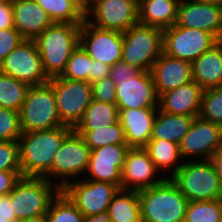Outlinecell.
Listing matches in <instances>:
<instances>
[{"instance_id": "cell-1", "label": "cell", "mask_w": 222, "mask_h": 222, "mask_svg": "<svg viewBox=\"0 0 222 222\" xmlns=\"http://www.w3.org/2000/svg\"><path fill=\"white\" fill-rule=\"evenodd\" d=\"M72 131V127L63 125L22 133L18 140L22 177L43 178L50 171L64 139Z\"/></svg>"}, {"instance_id": "cell-2", "label": "cell", "mask_w": 222, "mask_h": 222, "mask_svg": "<svg viewBox=\"0 0 222 222\" xmlns=\"http://www.w3.org/2000/svg\"><path fill=\"white\" fill-rule=\"evenodd\" d=\"M81 24L52 23L34 41L48 79L61 76L80 42Z\"/></svg>"}, {"instance_id": "cell-3", "label": "cell", "mask_w": 222, "mask_h": 222, "mask_svg": "<svg viewBox=\"0 0 222 222\" xmlns=\"http://www.w3.org/2000/svg\"><path fill=\"white\" fill-rule=\"evenodd\" d=\"M138 195L142 222H182L185 219L189 201L171 178L138 191Z\"/></svg>"}, {"instance_id": "cell-4", "label": "cell", "mask_w": 222, "mask_h": 222, "mask_svg": "<svg viewBox=\"0 0 222 222\" xmlns=\"http://www.w3.org/2000/svg\"><path fill=\"white\" fill-rule=\"evenodd\" d=\"M171 180L188 201L222 199L220 177L210 160H185Z\"/></svg>"}, {"instance_id": "cell-5", "label": "cell", "mask_w": 222, "mask_h": 222, "mask_svg": "<svg viewBox=\"0 0 222 222\" xmlns=\"http://www.w3.org/2000/svg\"><path fill=\"white\" fill-rule=\"evenodd\" d=\"M163 30L137 23L123 32L121 61L141 71H150L163 52Z\"/></svg>"}, {"instance_id": "cell-6", "label": "cell", "mask_w": 222, "mask_h": 222, "mask_svg": "<svg viewBox=\"0 0 222 222\" xmlns=\"http://www.w3.org/2000/svg\"><path fill=\"white\" fill-rule=\"evenodd\" d=\"M19 112L22 133L64 125L59 119L56 97L49 83L30 86Z\"/></svg>"}, {"instance_id": "cell-7", "label": "cell", "mask_w": 222, "mask_h": 222, "mask_svg": "<svg viewBox=\"0 0 222 222\" xmlns=\"http://www.w3.org/2000/svg\"><path fill=\"white\" fill-rule=\"evenodd\" d=\"M60 188L45 178L21 177L10 192L17 220L47 214Z\"/></svg>"}, {"instance_id": "cell-8", "label": "cell", "mask_w": 222, "mask_h": 222, "mask_svg": "<svg viewBox=\"0 0 222 222\" xmlns=\"http://www.w3.org/2000/svg\"><path fill=\"white\" fill-rule=\"evenodd\" d=\"M90 153L91 149L86 145L83 137L73 130L64 139L60 150L54 157L50 171L43 178L55 183L60 190L71 182L73 177L80 176L78 179H82L89 165ZM55 177H57L56 180L59 178L58 183Z\"/></svg>"}, {"instance_id": "cell-9", "label": "cell", "mask_w": 222, "mask_h": 222, "mask_svg": "<svg viewBox=\"0 0 222 222\" xmlns=\"http://www.w3.org/2000/svg\"><path fill=\"white\" fill-rule=\"evenodd\" d=\"M54 90L60 121L74 128L92 101L90 82L61 78H50L48 82Z\"/></svg>"}, {"instance_id": "cell-10", "label": "cell", "mask_w": 222, "mask_h": 222, "mask_svg": "<svg viewBox=\"0 0 222 222\" xmlns=\"http://www.w3.org/2000/svg\"><path fill=\"white\" fill-rule=\"evenodd\" d=\"M85 20L103 30L126 32L139 23L138 0H93L85 8Z\"/></svg>"}, {"instance_id": "cell-11", "label": "cell", "mask_w": 222, "mask_h": 222, "mask_svg": "<svg viewBox=\"0 0 222 222\" xmlns=\"http://www.w3.org/2000/svg\"><path fill=\"white\" fill-rule=\"evenodd\" d=\"M219 41L204 30L174 24L163 30L162 47L166 55L192 63Z\"/></svg>"}, {"instance_id": "cell-12", "label": "cell", "mask_w": 222, "mask_h": 222, "mask_svg": "<svg viewBox=\"0 0 222 222\" xmlns=\"http://www.w3.org/2000/svg\"><path fill=\"white\" fill-rule=\"evenodd\" d=\"M119 189L110 182L73 178L61 191L84 216H92L107 211Z\"/></svg>"}, {"instance_id": "cell-13", "label": "cell", "mask_w": 222, "mask_h": 222, "mask_svg": "<svg viewBox=\"0 0 222 222\" xmlns=\"http://www.w3.org/2000/svg\"><path fill=\"white\" fill-rule=\"evenodd\" d=\"M0 72L29 86H39L49 82L34 40L24 39L11 51L0 63Z\"/></svg>"}, {"instance_id": "cell-14", "label": "cell", "mask_w": 222, "mask_h": 222, "mask_svg": "<svg viewBox=\"0 0 222 222\" xmlns=\"http://www.w3.org/2000/svg\"><path fill=\"white\" fill-rule=\"evenodd\" d=\"M79 44L92 60L109 66L121 61L123 33L97 28L86 20L81 23Z\"/></svg>"}, {"instance_id": "cell-15", "label": "cell", "mask_w": 222, "mask_h": 222, "mask_svg": "<svg viewBox=\"0 0 222 222\" xmlns=\"http://www.w3.org/2000/svg\"><path fill=\"white\" fill-rule=\"evenodd\" d=\"M222 147V126L201 119L199 116L194 121L188 133L181 139L179 150L182 159H195L202 157L209 160L211 156Z\"/></svg>"}, {"instance_id": "cell-16", "label": "cell", "mask_w": 222, "mask_h": 222, "mask_svg": "<svg viewBox=\"0 0 222 222\" xmlns=\"http://www.w3.org/2000/svg\"><path fill=\"white\" fill-rule=\"evenodd\" d=\"M160 172L145 148H129L121 171V189L140 191L160 184L166 175ZM158 177V178H157Z\"/></svg>"}, {"instance_id": "cell-17", "label": "cell", "mask_w": 222, "mask_h": 222, "mask_svg": "<svg viewBox=\"0 0 222 222\" xmlns=\"http://www.w3.org/2000/svg\"><path fill=\"white\" fill-rule=\"evenodd\" d=\"M116 105L118 110L158 109L159 96L150 71H141L130 80L118 82Z\"/></svg>"}, {"instance_id": "cell-18", "label": "cell", "mask_w": 222, "mask_h": 222, "mask_svg": "<svg viewBox=\"0 0 222 222\" xmlns=\"http://www.w3.org/2000/svg\"><path fill=\"white\" fill-rule=\"evenodd\" d=\"M129 148L127 144H113L91 150L84 179L110 182L121 189V171Z\"/></svg>"}, {"instance_id": "cell-19", "label": "cell", "mask_w": 222, "mask_h": 222, "mask_svg": "<svg viewBox=\"0 0 222 222\" xmlns=\"http://www.w3.org/2000/svg\"><path fill=\"white\" fill-rule=\"evenodd\" d=\"M176 25L204 30L222 40V6L196 0H180Z\"/></svg>"}, {"instance_id": "cell-20", "label": "cell", "mask_w": 222, "mask_h": 222, "mask_svg": "<svg viewBox=\"0 0 222 222\" xmlns=\"http://www.w3.org/2000/svg\"><path fill=\"white\" fill-rule=\"evenodd\" d=\"M150 73L158 96L193 81L192 63L170 57L163 52L153 64Z\"/></svg>"}, {"instance_id": "cell-21", "label": "cell", "mask_w": 222, "mask_h": 222, "mask_svg": "<svg viewBox=\"0 0 222 222\" xmlns=\"http://www.w3.org/2000/svg\"><path fill=\"white\" fill-rule=\"evenodd\" d=\"M14 28L24 39L34 40L53 22L36 0H12Z\"/></svg>"}, {"instance_id": "cell-22", "label": "cell", "mask_w": 222, "mask_h": 222, "mask_svg": "<svg viewBox=\"0 0 222 222\" xmlns=\"http://www.w3.org/2000/svg\"><path fill=\"white\" fill-rule=\"evenodd\" d=\"M204 89L191 81L159 96L158 108L171 114L198 117Z\"/></svg>"}, {"instance_id": "cell-23", "label": "cell", "mask_w": 222, "mask_h": 222, "mask_svg": "<svg viewBox=\"0 0 222 222\" xmlns=\"http://www.w3.org/2000/svg\"><path fill=\"white\" fill-rule=\"evenodd\" d=\"M158 109L119 110L118 121L123 127L126 144L130 148H144L152 135Z\"/></svg>"}, {"instance_id": "cell-24", "label": "cell", "mask_w": 222, "mask_h": 222, "mask_svg": "<svg viewBox=\"0 0 222 222\" xmlns=\"http://www.w3.org/2000/svg\"><path fill=\"white\" fill-rule=\"evenodd\" d=\"M192 79L204 90L222 85V40L192 62Z\"/></svg>"}, {"instance_id": "cell-25", "label": "cell", "mask_w": 222, "mask_h": 222, "mask_svg": "<svg viewBox=\"0 0 222 222\" xmlns=\"http://www.w3.org/2000/svg\"><path fill=\"white\" fill-rule=\"evenodd\" d=\"M180 0H138L139 23L162 30L177 21Z\"/></svg>"}, {"instance_id": "cell-26", "label": "cell", "mask_w": 222, "mask_h": 222, "mask_svg": "<svg viewBox=\"0 0 222 222\" xmlns=\"http://www.w3.org/2000/svg\"><path fill=\"white\" fill-rule=\"evenodd\" d=\"M194 116L171 114L158 108L150 140H167L179 144L188 133Z\"/></svg>"}, {"instance_id": "cell-27", "label": "cell", "mask_w": 222, "mask_h": 222, "mask_svg": "<svg viewBox=\"0 0 222 222\" xmlns=\"http://www.w3.org/2000/svg\"><path fill=\"white\" fill-rule=\"evenodd\" d=\"M107 211L110 222H142L138 191L119 189Z\"/></svg>"}, {"instance_id": "cell-28", "label": "cell", "mask_w": 222, "mask_h": 222, "mask_svg": "<svg viewBox=\"0 0 222 222\" xmlns=\"http://www.w3.org/2000/svg\"><path fill=\"white\" fill-rule=\"evenodd\" d=\"M144 148L147 150L150 159L154 162L155 168L159 172L161 170L169 172L170 170V176L167 178H171L183 165L179 144L177 143L167 140H149Z\"/></svg>"}, {"instance_id": "cell-29", "label": "cell", "mask_w": 222, "mask_h": 222, "mask_svg": "<svg viewBox=\"0 0 222 222\" xmlns=\"http://www.w3.org/2000/svg\"><path fill=\"white\" fill-rule=\"evenodd\" d=\"M119 110L116 104L99 102L92 99L90 105L78 124L73 128L74 131H94L96 128L113 125L118 121Z\"/></svg>"}, {"instance_id": "cell-30", "label": "cell", "mask_w": 222, "mask_h": 222, "mask_svg": "<svg viewBox=\"0 0 222 222\" xmlns=\"http://www.w3.org/2000/svg\"><path fill=\"white\" fill-rule=\"evenodd\" d=\"M52 20L57 23L81 24L85 20L82 0H36Z\"/></svg>"}, {"instance_id": "cell-31", "label": "cell", "mask_w": 222, "mask_h": 222, "mask_svg": "<svg viewBox=\"0 0 222 222\" xmlns=\"http://www.w3.org/2000/svg\"><path fill=\"white\" fill-rule=\"evenodd\" d=\"M29 85L0 72V107L20 111Z\"/></svg>"}, {"instance_id": "cell-32", "label": "cell", "mask_w": 222, "mask_h": 222, "mask_svg": "<svg viewBox=\"0 0 222 222\" xmlns=\"http://www.w3.org/2000/svg\"><path fill=\"white\" fill-rule=\"evenodd\" d=\"M75 132L83 137L91 150L107 145L126 144L124 130L119 121L110 126L96 128L94 131Z\"/></svg>"}, {"instance_id": "cell-33", "label": "cell", "mask_w": 222, "mask_h": 222, "mask_svg": "<svg viewBox=\"0 0 222 222\" xmlns=\"http://www.w3.org/2000/svg\"><path fill=\"white\" fill-rule=\"evenodd\" d=\"M185 220L187 222H222V199L189 201Z\"/></svg>"}, {"instance_id": "cell-34", "label": "cell", "mask_w": 222, "mask_h": 222, "mask_svg": "<svg viewBox=\"0 0 222 222\" xmlns=\"http://www.w3.org/2000/svg\"><path fill=\"white\" fill-rule=\"evenodd\" d=\"M47 218L49 222H83L84 215L60 190L49 205Z\"/></svg>"}, {"instance_id": "cell-35", "label": "cell", "mask_w": 222, "mask_h": 222, "mask_svg": "<svg viewBox=\"0 0 222 222\" xmlns=\"http://www.w3.org/2000/svg\"><path fill=\"white\" fill-rule=\"evenodd\" d=\"M92 59L79 44L72 52L61 78L89 82Z\"/></svg>"}, {"instance_id": "cell-36", "label": "cell", "mask_w": 222, "mask_h": 222, "mask_svg": "<svg viewBox=\"0 0 222 222\" xmlns=\"http://www.w3.org/2000/svg\"><path fill=\"white\" fill-rule=\"evenodd\" d=\"M199 117L222 126V85L203 91Z\"/></svg>"}, {"instance_id": "cell-37", "label": "cell", "mask_w": 222, "mask_h": 222, "mask_svg": "<svg viewBox=\"0 0 222 222\" xmlns=\"http://www.w3.org/2000/svg\"><path fill=\"white\" fill-rule=\"evenodd\" d=\"M21 135L20 112L0 107V141H18Z\"/></svg>"}, {"instance_id": "cell-38", "label": "cell", "mask_w": 222, "mask_h": 222, "mask_svg": "<svg viewBox=\"0 0 222 222\" xmlns=\"http://www.w3.org/2000/svg\"><path fill=\"white\" fill-rule=\"evenodd\" d=\"M0 170L21 171L18 141H0Z\"/></svg>"}, {"instance_id": "cell-39", "label": "cell", "mask_w": 222, "mask_h": 222, "mask_svg": "<svg viewBox=\"0 0 222 222\" xmlns=\"http://www.w3.org/2000/svg\"><path fill=\"white\" fill-rule=\"evenodd\" d=\"M91 85L92 99L99 102L116 104V85L110 76L95 81Z\"/></svg>"}, {"instance_id": "cell-40", "label": "cell", "mask_w": 222, "mask_h": 222, "mask_svg": "<svg viewBox=\"0 0 222 222\" xmlns=\"http://www.w3.org/2000/svg\"><path fill=\"white\" fill-rule=\"evenodd\" d=\"M24 38L15 28L0 30V63L13 51Z\"/></svg>"}, {"instance_id": "cell-41", "label": "cell", "mask_w": 222, "mask_h": 222, "mask_svg": "<svg viewBox=\"0 0 222 222\" xmlns=\"http://www.w3.org/2000/svg\"><path fill=\"white\" fill-rule=\"evenodd\" d=\"M140 72L141 70L139 68L130 66L123 61H119L111 67L110 78L115 85H117L120 81L132 79V77L137 76Z\"/></svg>"}, {"instance_id": "cell-42", "label": "cell", "mask_w": 222, "mask_h": 222, "mask_svg": "<svg viewBox=\"0 0 222 222\" xmlns=\"http://www.w3.org/2000/svg\"><path fill=\"white\" fill-rule=\"evenodd\" d=\"M22 177L21 171L0 170V196L9 194L15 183Z\"/></svg>"}, {"instance_id": "cell-43", "label": "cell", "mask_w": 222, "mask_h": 222, "mask_svg": "<svg viewBox=\"0 0 222 222\" xmlns=\"http://www.w3.org/2000/svg\"><path fill=\"white\" fill-rule=\"evenodd\" d=\"M0 222H18L10 193L0 196Z\"/></svg>"}, {"instance_id": "cell-44", "label": "cell", "mask_w": 222, "mask_h": 222, "mask_svg": "<svg viewBox=\"0 0 222 222\" xmlns=\"http://www.w3.org/2000/svg\"><path fill=\"white\" fill-rule=\"evenodd\" d=\"M14 28L12 0L0 3V30Z\"/></svg>"}, {"instance_id": "cell-45", "label": "cell", "mask_w": 222, "mask_h": 222, "mask_svg": "<svg viewBox=\"0 0 222 222\" xmlns=\"http://www.w3.org/2000/svg\"><path fill=\"white\" fill-rule=\"evenodd\" d=\"M111 66L103 62L92 60L91 74L89 75V82L92 84L95 81L102 80L110 76Z\"/></svg>"}, {"instance_id": "cell-46", "label": "cell", "mask_w": 222, "mask_h": 222, "mask_svg": "<svg viewBox=\"0 0 222 222\" xmlns=\"http://www.w3.org/2000/svg\"><path fill=\"white\" fill-rule=\"evenodd\" d=\"M214 166L215 171L220 177L222 189V147L219 148L209 159Z\"/></svg>"}, {"instance_id": "cell-47", "label": "cell", "mask_w": 222, "mask_h": 222, "mask_svg": "<svg viewBox=\"0 0 222 222\" xmlns=\"http://www.w3.org/2000/svg\"><path fill=\"white\" fill-rule=\"evenodd\" d=\"M83 222H110L109 213L104 211L96 215L84 216Z\"/></svg>"}, {"instance_id": "cell-48", "label": "cell", "mask_w": 222, "mask_h": 222, "mask_svg": "<svg viewBox=\"0 0 222 222\" xmlns=\"http://www.w3.org/2000/svg\"><path fill=\"white\" fill-rule=\"evenodd\" d=\"M18 222H49V221L47 218V214H42L36 217L19 220Z\"/></svg>"}, {"instance_id": "cell-49", "label": "cell", "mask_w": 222, "mask_h": 222, "mask_svg": "<svg viewBox=\"0 0 222 222\" xmlns=\"http://www.w3.org/2000/svg\"><path fill=\"white\" fill-rule=\"evenodd\" d=\"M196 1L222 6V0H196Z\"/></svg>"}, {"instance_id": "cell-50", "label": "cell", "mask_w": 222, "mask_h": 222, "mask_svg": "<svg viewBox=\"0 0 222 222\" xmlns=\"http://www.w3.org/2000/svg\"><path fill=\"white\" fill-rule=\"evenodd\" d=\"M93 0H82L84 8H86Z\"/></svg>"}, {"instance_id": "cell-51", "label": "cell", "mask_w": 222, "mask_h": 222, "mask_svg": "<svg viewBox=\"0 0 222 222\" xmlns=\"http://www.w3.org/2000/svg\"><path fill=\"white\" fill-rule=\"evenodd\" d=\"M8 0H0V3H5L7 2Z\"/></svg>"}]
</instances>
